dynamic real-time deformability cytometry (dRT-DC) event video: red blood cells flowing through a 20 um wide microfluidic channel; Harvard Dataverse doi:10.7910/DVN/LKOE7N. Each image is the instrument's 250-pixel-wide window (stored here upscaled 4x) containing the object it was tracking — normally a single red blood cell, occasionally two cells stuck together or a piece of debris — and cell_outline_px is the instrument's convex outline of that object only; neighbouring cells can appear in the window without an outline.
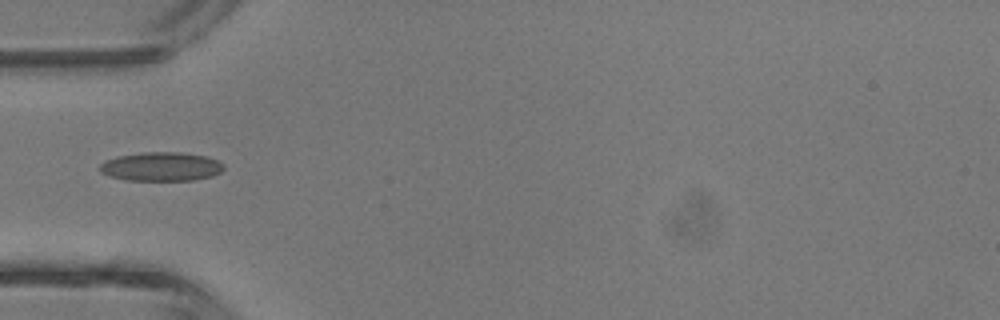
{"species": "common noctule bat (a hibernating species)", "species_latin": "Nyctalus noctula", "temperature_condition": "room temperature", "stored_images_in_passage": 17, "camera_frame_rate_fps": 3000, "um_per_image_px": 0.085, "animal": {"sex": "male", "body_mass_g": 13.3}, "frame": {"image": 1, "passage_image": 6, "time_ms": 1.667, "image_size_px": [1000, 320], "cell_outline_px": [[224, 168], [220, 172], [212, 176], [192, 180], [128, 180], [112, 176], [100, 172], [100, 164], [104, 160], [116, 156], [140, 152], [180, 152], [208, 156], [224, 164]], "centroid_in_image_um": [13.7, 14.14], "position_along_channel_um": 71.3, "area_um2": 20.92}}
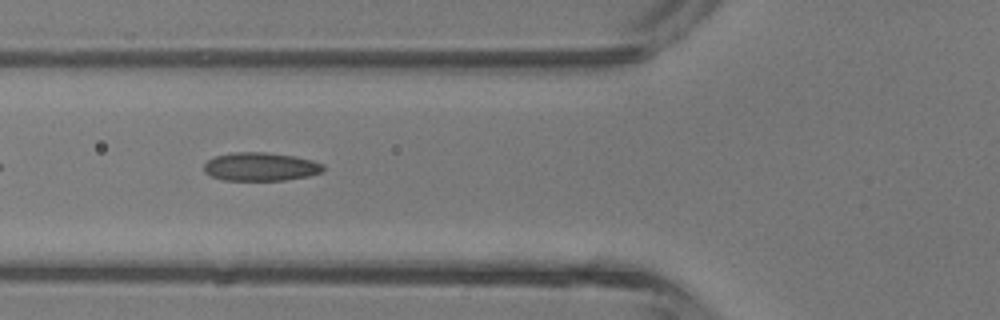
{"frame": {"image": 2, "passage_image": 8, "time_ms": 2.333, "image_size_px": [1000, 320], "cell_outline_px": [[324, 168], [320, 172], [308, 176], [284, 180], [224, 180], [212, 176], [204, 172], [204, 164], [208, 160], [216, 156], [232, 152], [264, 152], [292, 156], [312, 160], [324, 164]], "centroid_in_image_um": [22.13, 14.17], "position_along_channel_um": 103.7, "area_um2": 19.59}}
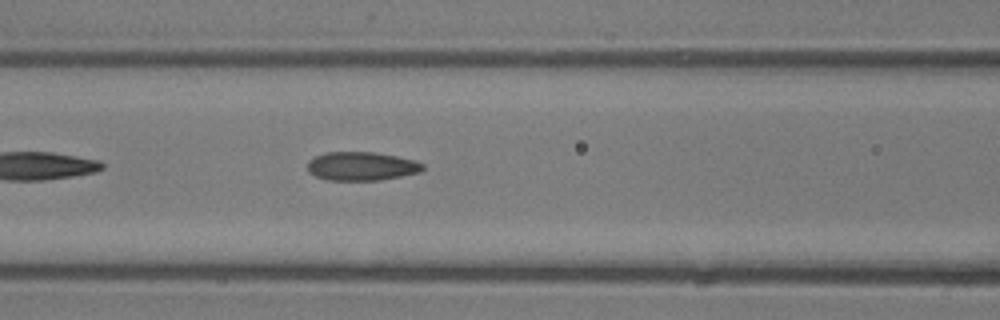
{"frame": {"image": 3, "passage_image": 10, "time_ms": 3.0, "image_size_px": [1000, 320], "cell_outline_px": [[424, 168], [420, 172], [380, 180], [328, 180], [316, 176], [308, 172], [308, 160], [324, 152], [372, 152], [396, 156], [416, 160], [424, 164]], "centroid_in_image_um": [30.73, 14.12], "position_along_channel_um": 135.9, "area_um2": 19.25}}